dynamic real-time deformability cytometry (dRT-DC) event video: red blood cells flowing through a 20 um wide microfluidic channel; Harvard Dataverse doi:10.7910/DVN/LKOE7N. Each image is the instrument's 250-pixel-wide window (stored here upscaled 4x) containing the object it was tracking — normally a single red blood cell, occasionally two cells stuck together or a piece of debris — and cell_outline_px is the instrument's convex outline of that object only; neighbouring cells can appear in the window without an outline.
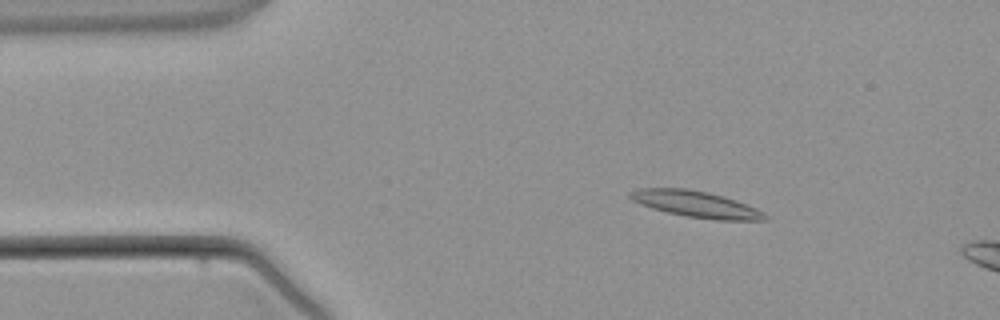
{"species": "common noctule bat (a hibernating species)", "species_latin": "Nyctalus noctula", "temperature_condition": "warm", "stored_images_in_passage": 4, "camera_frame_rate_fps": 3000, "um_per_image_px": 0.085, "animal": {"sex": "male", "body_mass_g": 21.5, "forearm_length_mm": 52.0}, "frame": {"image": 1, "passage_image": 2, "time_ms": 1.0, "image_size_px": [1000, 320], "cell_outline_px": [[768, 220], [716, 220], [684, 216], [652, 208], [640, 204], [632, 200], [628, 196], [628, 192], [640, 188], [684, 188], [708, 192], [724, 196], [736, 200], [756, 208], [764, 212], [768, 216]], "centroid_in_image_um": [59.17, 17.35], "position_along_channel_um": 25.8, "area_um2": 20.75}}